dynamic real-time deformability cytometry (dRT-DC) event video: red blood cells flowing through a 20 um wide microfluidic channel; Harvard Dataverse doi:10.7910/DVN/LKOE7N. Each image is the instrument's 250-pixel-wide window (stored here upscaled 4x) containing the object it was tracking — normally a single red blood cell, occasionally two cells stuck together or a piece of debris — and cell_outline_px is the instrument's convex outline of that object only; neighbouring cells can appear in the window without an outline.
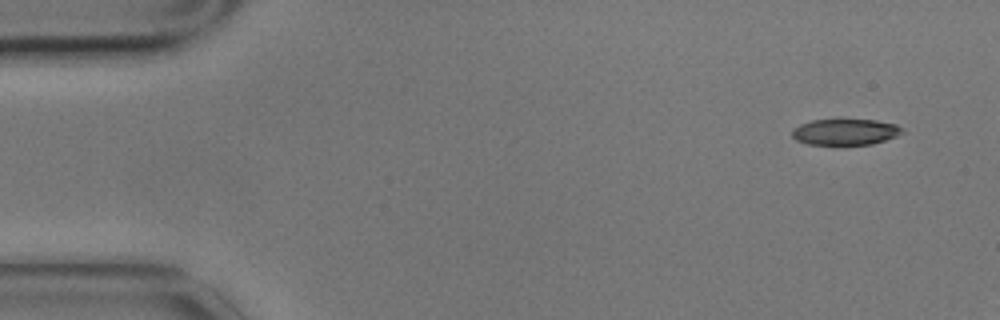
{"species": "common noctule bat (a hibernating species)", "species_latin": "Nyctalus noctula", "temperature_condition": "cold", "stored_images_in_passage": 5, "camera_frame_rate_fps": 3000, "um_per_image_px": 0.085, "animal": {"sex": "male", "body_mass_g": 17.9}, "frame": {"image": 1, "passage_image": 1, "time_ms": 0.0, "image_size_px": [1000, 320], "cell_outline_px": [[904, 132], [896, 136], [872, 144], [808, 144], [796, 140], [792, 136], [792, 128], [800, 124], [812, 120], [836, 116], [876, 120], [896, 124], [904, 128]], "centroid_in_image_um": [71.83, 11.15], "position_along_channel_um": 13.2, "area_um2": 17.57}}